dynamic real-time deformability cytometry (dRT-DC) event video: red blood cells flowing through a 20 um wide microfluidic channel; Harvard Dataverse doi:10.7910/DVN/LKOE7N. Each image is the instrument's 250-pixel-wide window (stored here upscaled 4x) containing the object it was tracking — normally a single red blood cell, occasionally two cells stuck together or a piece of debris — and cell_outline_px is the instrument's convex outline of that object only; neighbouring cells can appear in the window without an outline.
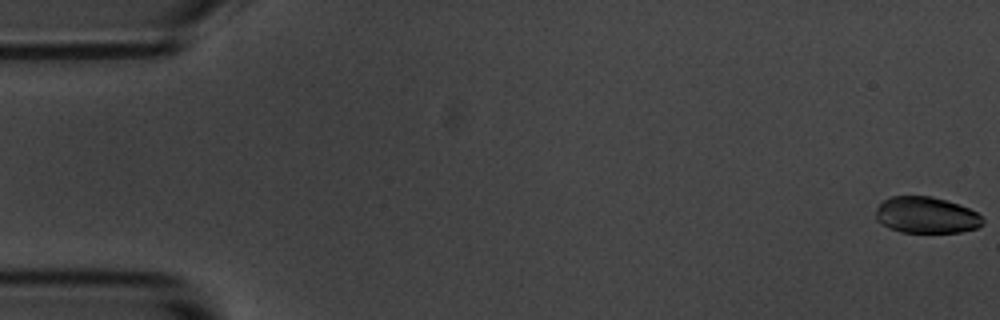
{"species": "common noctule bat (a hibernating species)", "species_latin": "Nyctalus noctula", "temperature_condition": "room temperature", "stored_images_in_passage": 57, "camera_frame_rate_fps": 3000, "um_per_image_px": 0.085, "animal": {"sex": "male", "body_mass_g": 20.1, "forearm_length_mm": 53.5}, "frame": {"image": 1, "passage_image": 1, "time_ms": 0.0, "image_size_px": [1000, 320], "cell_outline_px": [[984, 224], [976, 228], [960, 232], [900, 232], [888, 228], [880, 224], [876, 220], [876, 208], [884, 200], [892, 196], [932, 196], [968, 208], [976, 212], [984, 220]], "centroid_in_image_um": [78.7, 18.29], "position_along_channel_um": 6.3, "area_um2": 22.6}}
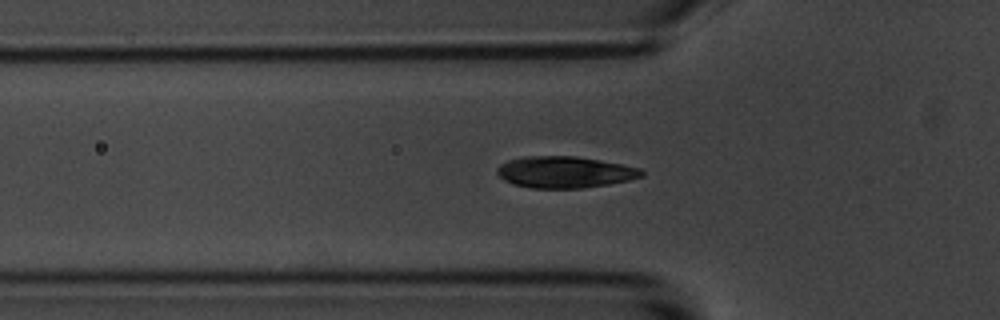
{"frame": {"image": 2, "passage_image": 19, "time_ms": 6.0, "image_size_px": [1000, 320], "cell_outline_px": [[644, 176], [628, 180], [608, 184], [580, 188], [532, 188], [512, 184], [504, 180], [496, 172], [496, 168], [500, 164], [508, 160], [524, 156], [576, 156], [600, 160], [640, 168], [644, 172]], "centroid_in_image_um": [47.97, 14.62], "position_along_channel_um": 77.8, "area_um2": 26.53}}
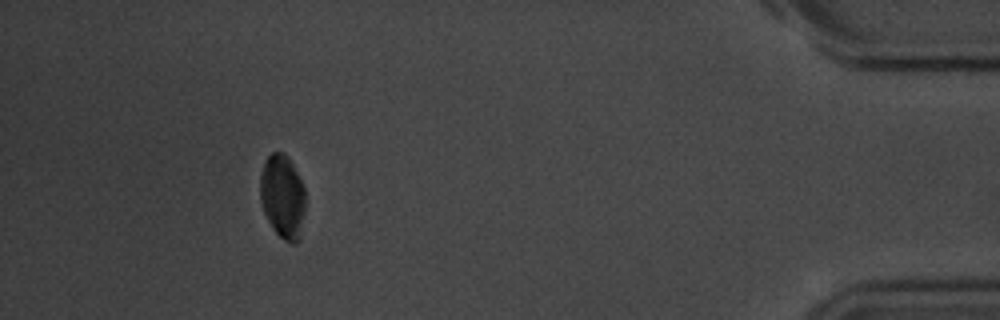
{"frame": {"image": 3, "passage_image": 52, "time_ms": 17.0, "image_size_px": [1000, 320], "cell_outline_px": [[304, 212], [300, 240], [296, 244], [292, 244], [284, 240], [272, 228], [264, 212], [260, 200], [260, 176], [264, 160], [272, 152], [284, 152], [288, 156], [304, 188]], "centroid_in_image_um": [24.01, 16.72], "position_along_channel_um": 411.2, "area_um2": 22.14}, "authors_computed_cell_mechanics": {"area_um2": 25.0274, "velocity_mm_per_s": 3.5643, "shape_relaxation_time_tau1_ms": 1.7512, "shape_relaxation_time_tau2_ms": null, "deformation_change_tau1": 0.07, "deformation_change_tau2": null}}